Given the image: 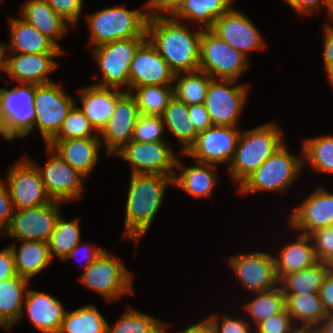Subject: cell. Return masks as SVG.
I'll return each mask as SVG.
<instances>
[{"label":"cell","mask_w":333,"mask_h":333,"mask_svg":"<svg viewBox=\"0 0 333 333\" xmlns=\"http://www.w3.org/2000/svg\"><path fill=\"white\" fill-rule=\"evenodd\" d=\"M186 22L172 15L150 13L147 22V39L168 63L171 71L178 73L199 69L200 41L203 29L190 30Z\"/></svg>","instance_id":"cell-1"},{"label":"cell","mask_w":333,"mask_h":333,"mask_svg":"<svg viewBox=\"0 0 333 333\" xmlns=\"http://www.w3.org/2000/svg\"><path fill=\"white\" fill-rule=\"evenodd\" d=\"M130 175L122 238L130 239L137 245L152 226L162 206L166 189L169 185H174V180L171 176L161 174Z\"/></svg>","instance_id":"cell-2"},{"label":"cell","mask_w":333,"mask_h":333,"mask_svg":"<svg viewBox=\"0 0 333 333\" xmlns=\"http://www.w3.org/2000/svg\"><path fill=\"white\" fill-rule=\"evenodd\" d=\"M283 132L274 122L242 130L227 173L239 186L285 142Z\"/></svg>","instance_id":"cell-3"},{"label":"cell","mask_w":333,"mask_h":333,"mask_svg":"<svg viewBox=\"0 0 333 333\" xmlns=\"http://www.w3.org/2000/svg\"><path fill=\"white\" fill-rule=\"evenodd\" d=\"M150 13L151 3L147 0L139 9L130 10L123 6H113L86 14L91 48L120 39L147 37Z\"/></svg>","instance_id":"cell-4"},{"label":"cell","mask_w":333,"mask_h":333,"mask_svg":"<svg viewBox=\"0 0 333 333\" xmlns=\"http://www.w3.org/2000/svg\"><path fill=\"white\" fill-rule=\"evenodd\" d=\"M303 157L290 153L286 143L266 159L238 187L239 194L287 192L303 170Z\"/></svg>","instance_id":"cell-5"},{"label":"cell","mask_w":333,"mask_h":333,"mask_svg":"<svg viewBox=\"0 0 333 333\" xmlns=\"http://www.w3.org/2000/svg\"><path fill=\"white\" fill-rule=\"evenodd\" d=\"M19 84L11 89L0 88V135L8 141L34 132L35 84Z\"/></svg>","instance_id":"cell-6"},{"label":"cell","mask_w":333,"mask_h":333,"mask_svg":"<svg viewBox=\"0 0 333 333\" xmlns=\"http://www.w3.org/2000/svg\"><path fill=\"white\" fill-rule=\"evenodd\" d=\"M116 256L105 248L80 277L81 284L108 302L133 294V275Z\"/></svg>","instance_id":"cell-7"},{"label":"cell","mask_w":333,"mask_h":333,"mask_svg":"<svg viewBox=\"0 0 333 333\" xmlns=\"http://www.w3.org/2000/svg\"><path fill=\"white\" fill-rule=\"evenodd\" d=\"M146 40L147 37L126 38L92 48L94 59L103 79L101 82L93 84L128 91L130 63L137 49Z\"/></svg>","instance_id":"cell-8"},{"label":"cell","mask_w":333,"mask_h":333,"mask_svg":"<svg viewBox=\"0 0 333 333\" xmlns=\"http://www.w3.org/2000/svg\"><path fill=\"white\" fill-rule=\"evenodd\" d=\"M249 64V58L242 52L231 47L210 29H203L200 41V70L212 79L239 81Z\"/></svg>","instance_id":"cell-9"},{"label":"cell","mask_w":333,"mask_h":333,"mask_svg":"<svg viewBox=\"0 0 333 333\" xmlns=\"http://www.w3.org/2000/svg\"><path fill=\"white\" fill-rule=\"evenodd\" d=\"M63 84L56 82L35 84V125L39 130L45 145H47L59 132L63 121L77 101L66 94Z\"/></svg>","instance_id":"cell-10"},{"label":"cell","mask_w":333,"mask_h":333,"mask_svg":"<svg viewBox=\"0 0 333 333\" xmlns=\"http://www.w3.org/2000/svg\"><path fill=\"white\" fill-rule=\"evenodd\" d=\"M236 83L235 80H211L204 104L212 125L238 126L249 86Z\"/></svg>","instance_id":"cell-11"},{"label":"cell","mask_w":333,"mask_h":333,"mask_svg":"<svg viewBox=\"0 0 333 333\" xmlns=\"http://www.w3.org/2000/svg\"><path fill=\"white\" fill-rule=\"evenodd\" d=\"M128 162L133 173L161 174L174 178L176 162L170 142H139L131 140L116 154Z\"/></svg>","instance_id":"cell-12"},{"label":"cell","mask_w":333,"mask_h":333,"mask_svg":"<svg viewBox=\"0 0 333 333\" xmlns=\"http://www.w3.org/2000/svg\"><path fill=\"white\" fill-rule=\"evenodd\" d=\"M46 146L47 154L50 155L44 167L25 156L37 167L46 192L52 200L71 202L83 195L85 177L64 161L51 147Z\"/></svg>","instance_id":"cell-13"},{"label":"cell","mask_w":333,"mask_h":333,"mask_svg":"<svg viewBox=\"0 0 333 333\" xmlns=\"http://www.w3.org/2000/svg\"><path fill=\"white\" fill-rule=\"evenodd\" d=\"M61 203L52 200L45 205L14 210L9 228L3 236L19 241L48 243L61 214Z\"/></svg>","instance_id":"cell-14"},{"label":"cell","mask_w":333,"mask_h":333,"mask_svg":"<svg viewBox=\"0 0 333 333\" xmlns=\"http://www.w3.org/2000/svg\"><path fill=\"white\" fill-rule=\"evenodd\" d=\"M6 175L4 181L14 210L37 207L52 201L37 167L25 155L10 167Z\"/></svg>","instance_id":"cell-15"},{"label":"cell","mask_w":333,"mask_h":333,"mask_svg":"<svg viewBox=\"0 0 333 333\" xmlns=\"http://www.w3.org/2000/svg\"><path fill=\"white\" fill-rule=\"evenodd\" d=\"M241 129L238 126L212 125L199 132L194 145L185 157L201 163L219 166L233 159Z\"/></svg>","instance_id":"cell-16"},{"label":"cell","mask_w":333,"mask_h":333,"mask_svg":"<svg viewBox=\"0 0 333 333\" xmlns=\"http://www.w3.org/2000/svg\"><path fill=\"white\" fill-rule=\"evenodd\" d=\"M241 285L251 293L265 292L279 286L274 255L269 252H251L228 258Z\"/></svg>","instance_id":"cell-17"},{"label":"cell","mask_w":333,"mask_h":333,"mask_svg":"<svg viewBox=\"0 0 333 333\" xmlns=\"http://www.w3.org/2000/svg\"><path fill=\"white\" fill-rule=\"evenodd\" d=\"M210 30L248 58L251 51L266 48L265 39L254 22L234 7L216 19Z\"/></svg>","instance_id":"cell-18"},{"label":"cell","mask_w":333,"mask_h":333,"mask_svg":"<svg viewBox=\"0 0 333 333\" xmlns=\"http://www.w3.org/2000/svg\"><path fill=\"white\" fill-rule=\"evenodd\" d=\"M138 117L137 102L130 92L125 91L117 99L109 122L99 133L105 154L114 156L132 140Z\"/></svg>","instance_id":"cell-19"},{"label":"cell","mask_w":333,"mask_h":333,"mask_svg":"<svg viewBox=\"0 0 333 333\" xmlns=\"http://www.w3.org/2000/svg\"><path fill=\"white\" fill-rule=\"evenodd\" d=\"M288 223L294 230L304 235L333 225V192L318 187L299 203Z\"/></svg>","instance_id":"cell-20"},{"label":"cell","mask_w":333,"mask_h":333,"mask_svg":"<svg viewBox=\"0 0 333 333\" xmlns=\"http://www.w3.org/2000/svg\"><path fill=\"white\" fill-rule=\"evenodd\" d=\"M175 74L147 39L136 51L129 67L128 92L148 85H173Z\"/></svg>","instance_id":"cell-21"},{"label":"cell","mask_w":333,"mask_h":333,"mask_svg":"<svg viewBox=\"0 0 333 333\" xmlns=\"http://www.w3.org/2000/svg\"><path fill=\"white\" fill-rule=\"evenodd\" d=\"M13 56H12V55ZM64 53H41V54H24L9 52L5 61V73L12 80L19 83L47 84L54 82L49 79L52 73L58 67L55 57Z\"/></svg>","instance_id":"cell-22"},{"label":"cell","mask_w":333,"mask_h":333,"mask_svg":"<svg viewBox=\"0 0 333 333\" xmlns=\"http://www.w3.org/2000/svg\"><path fill=\"white\" fill-rule=\"evenodd\" d=\"M81 101L79 109L89 119L90 124L100 133L109 122L115 109L117 99L125 92L124 90L100 87L94 84L77 90Z\"/></svg>","instance_id":"cell-23"},{"label":"cell","mask_w":333,"mask_h":333,"mask_svg":"<svg viewBox=\"0 0 333 333\" xmlns=\"http://www.w3.org/2000/svg\"><path fill=\"white\" fill-rule=\"evenodd\" d=\"M24 304L30 322L43 333H59L66 313L62 302L45 291L28 289Z\"/></svg>","instance_id":"cell-24"},{"label":"cell","mask_w":333,"mask_h":333,"mask_svg":"<svg viewBox=\"0 0 333 333\" xmlns=\"http://www.w3.org/2000/svg\"><path fill=\"white\" fill-rule=\"evenodd\" d=\"M47 145L85 178L93 172L102 147L100 137L51 140Z\"/></svg>","instance_id":"cell-25"},{"label":"cell","mask_w":333,"mask_h":333,"mask_svg":"<svg viewBox=\"0 0 333 333\" xmlns=\"http://www.w3.org/2000/svg\"><path fill=\"white\" fill-rule=\"evenodd\" d=\"M10 40L3 43L6 53H65V50L58 48L50 39L40 33L35 27L23 18L10 17L8 20Z\"/></svg>","instance_id":"cell-26"},{"label":"cell","mask_w":333,"mask_h":333,"mask_svg":"<svg viewBox=\"0 0 333 333\" xmlns=\"http://www.w3.org/2000/svg\"><path fill=\"white\" fill-rule=\"evenodd\" d=\"M19 14L21 18L63 50L57 41L67 35L69 28L73 27L57 14L46 0H26Z\"/></svg>","instance_id":"cell-27"},{"label":"cell","mask_w":333,"mask_h":333,"mask_svg":"<svg viewBox=\"0 0 333 333\" xmlns=\"http://www.w3.org/2000/svg\"><path fill=\"white\" fill-rule=\"evenodd\" d=\"M194 162L197 165L188 167L183 166L181 159H177L175 168L177 173L174 174L173 178L174 185L192 197L209 198L219 179L215 170L216 166ZM178 171L181 172L178 173Z\"/></svg>","instance_id":"cell-28"},{"label":"cell","mask_w":333,"mask_h":333,"mask_svg":"<svg viewBox=\"0 0 333 333\" xmlns=\"http://www.w3.org/2000/svg\"><path fill=\"white\" fill-rule=\"evenodd\" d=\"M295 237L298 238L279 249V255H274L276 275L279 281L286 275L310 268L319 262L311 237L301 233Z\"/></svg>","instance_id":"cell-29"},{"label":"cell","mask_w":333,"mask_h":333,"mask_svg":"<svg viewBox=\"0 0 333 333\" xmlns=\"http://www.w3.org/2000/svg\"><path fill=\"white\" fill-rule=\"evenodd\" d=\"M29 280L20 276L0 282V328L12 331L24 313Z\"/></svg>","instance_id":"cell-30"},{"label":"cell","mask_w":333,"mask_h":333,"mask_svg":"<svg viewBox=\"0 0 333 333\" xmlns=\"http://www.w3.org/2000/svg\"><path fill=\"white\" fill-rule=\"evenodd\" d=\"M234 0H185L171 15L178 21L210 29L215 20L228 12Z\"/></svg>","instance_id":"cell-31"},{"label":"cell","mask_w":333,"mask_h":333,"mask_svg":"<svg viewBox=\"0 0 333 333\" xmlns=\"http://www.w3.org/2000/svg\"><path fill=\"white\" fill-rule=\"evenodd\" d=\"M161 117L166 130L180 142V154H186L199 134L189 116L188 105L173 96Z\"/></svg>","instance_id":"cell-32"},{"label":"cell","mask_w":333,"mask_h":333,"mask_svg":"<svg viewBox=\"0 0 333 333\" xmlns=\"http://www.w3.org/2000/svg\"><path fill=\"white\" fill-rule=\"evenodd\" d=\"M18 247L10 244L12 249L17 275L29 281L46 268L52 261L47 242L20 241Z\"/></svg>","instance_id":"cell-33"},{"label":"cell","mask_w":333,"mask_h":333,"mask_svg":"<svg viewBox=\"0 0 333 333\" xmlns=\"http://www.w3.org/2000/svg\"><path fill=\"white\" fill-rule=\"evenodd\" d=\"M331 271L330 263L319 261L310 268L284 276L279 286L283 294L318 293Z\"/></svg>","instance_id":"cell-34"},{"label":"cell","mask_w":333,"mask_h":333,"mask_svg":"<svg viewBox=\"0 0 333 333\" xmlns=\"http://www.w3.org/2000/svg\"><path fill=\"white\" fill-rule=\"evenodd\" d=\"M285 310L295 325H319L326 316L319 293L284 294Z\"/></svg>","instance_id":"cell-35"},{"label":"cell","mask_w":333,"mask_h":333,"mask_svg":"<svg viewBox=\"0 0 333 333\" xmlns=\"http://www.w3.org/2000/svg\"><path fill=\"white\" fill-rule=\"evenodd\" d=\"M212 78L198 69L174 76L173 95L187 105L203 104Z\"/></svg>","instance_id":"cell-36"},{"label":"cell","mask_w":333,"mask_h":333,"mask_svg":"<svg viewBox=\"0 0 333 333\" xmlns=\"http://www.w3.org/2000/svg\"><path fill=\"white\" fill-rule=\"evenodd\" d=\"M108 322L93 305L66 311L59 333H107Z\"/></svg>","instance_id":"cell-37"},{"label":"cell","mask_w":333,"mask_h":333,"mask_svg":"<svg viewBox=\"0 0 333 333\" xmlns=\"http://www.w3.org/2000/svg\"><path fill=\"white\" fill-rule=\"evenodd\" d=\"M301 156L303 165H309L320 173L333 174V135H318L304 139Z\"/></svg>","instance_id":"cell-38"},{"label":"cell","mask_w":333,"mask_h":333,"mask_svg":"<svg viewBox=\"0 0 333 333\" xmlns=\"http://www.w3.org/2000/svg\"><path fill=\"white\" fill-rule=\"evenodd\" d=\"M252 299H249L243 308L248 313V321L252 326H256L261 321L281 313L285 309V296L282 288L278 286L275 289L253 293Z\"/></svg>","instance_id":"cell-39"},{"label":"cell","mask_w":333,"mask_h":333,"mask_svg":"<svg viewBox=\"0 0 333 333\" xmlns=\"http://www.w3.org/2000/svg\"><path fill=\"white\" fill-rule=\"evenodd\" d=\"M126 308L114 326L108 323L107 333H167L169 323L166 321L153 318L133 307Z\"/></svg>","instance_id":"cell-40"},{"label":"cell","mask_w":333,"mask_h":333,"mask_svg":"<svg viewBox=\"0 0 333 333\" xmlns=\"http://www.w3.org/2000/svg\"><path fill=\"white\" fill-rule=\"evenodd\" d=\"M139 114L162 116L173 95V85H148L133 88Z\"/></svg>","instance_id":"cell-41"},{"label":"cell","mask_w":333,"mask_h":333,"mask_svg":"<svg viewBox=\"0 0 333 333\" xmlns=\"http://www.w3.org/2000/svg\"><path fill=\"white\" fill-rule=\"evenodd\" d=\"M79 225L80 222L78 218L66 221L63 219L62 214H60L48 242L51 259H53L55 255L63 261L71 250L81 242Z\"/></svg>","instance_id":"cell-42"},{"label":"cell","mask_w":333,"mask_h":333,"mask_svg":"<svg viewBox=\"0 0 333 333\" xmlns=\"http://www.w3.org/2000/svg\"><path fill=\"white\" fill-rule=\"evenodd\" d=\"M77 106L78 104H75L69 111L61 129L52 140L100 137L99 133L90 124L89 119Z\"/></svg>","instance_id":"cell-43"},{"label":"cell","mask_w":333,"mask_h":333,"mask_svg":"<svg viewBox=\"0 0 333 333\" xmlns=\"http://www.w3.org/2000/svg\"><path fill=\"white\" fill-rule=\"evenodd\" d=\"M165 125L161 116L141 115L137 119L132 140L139 142L168 141L164 138Z\"/></svg>","instance_id":"cell-44"},{"label":"cell","mask_w":333,"mask_h":333,"mask_svg":"<svg viewBox=\"0 0 333 333\" xmlns=\"http://www.w3.org/2000/svg\"><path fill=\"white\" fill-rule=\"evenodd\" d=\"M309 236L317 259L331 263L333 261V225L314 231Z\"/></svg>","instance_id":"cell-45"},{"label":"cell","mask_w":333,"mask_h":333,"mask_svg":"<svg viewBox=\"0 0 333 333\" xmlns=\"http://www.w3.org/2000/svg\"><path fill=\"white\" fill-rule=\"evenodd\" d=\"M295 326L292 318L284 309L281 313L258 323L254 328V333H290Z\"/></svg>","instance_id":"cell-46"},{"label":"cell","mask_w":333,"mask_h":333,"mask_svg":"<svg viewBox=\"0 0 333 333\" xmlns=\"http://www.w3.org/2000/svg\"><path fill=\"white\" fill-rule=\"evenodd\" d=\"M219 315L216 313L208 317L215 324L218 333H254V328L248 320L243 318L233 319L227 314H221L222 317Z\"/></svg>","instance_id":"cell-47"},{"label":"cell","mask_w":333,"mask_h":333,"mask_svg":"<svg viewBox=\"0 0 333 333\" xmlns=\"http://www.w3.org/2000/svg\"><path fill=\"white\" fill-rule=\"evenodd\" d=\"M53 10L69 22L73 27H76L81 18L83 0H46Z\"/></svg>","instance_id":"cell-48"},{"label":"cell","mask_w":333,"mask_h":333,"mask_svg":"<svg viewBox=\"0 0 333 333\" xmlns=\"http://www.w3.org/2000/svg\"><path fill=\"white\" fill-rule=\"evenodd\" d=\"M14 208L5 181L0 180V235L8 230L12 220Z\"/></svg>","instance_id":"cell-49"},{"label":"cell","mask_w":333,"mask_h":333,"mask_svg":"<svg viewBox=\"0 0 333 333\" xmlns=\"http://www.w3.org/2000/svg\"><path fill=\"white\" fill-rule=\"evenodd\" d=\"M290 8L300 15L308 16L319 10L320 6H324L329 11L332 0H284Z\"/></svg>","instance_id":"cell-50"},{"label":"cell","mask_w":333,"mask_h":333,"mask_svg":"<svg viewBox=\"0 0 333 333\" xmlns=\"http://www.w3.org/2000/svg\"><path fill=\"white\" fill-rule=\"evenodd\" d=\"M189 116L198 132L212 126L205 104L188 105Z\"/></svg>","instance_id":"cell-51"},{"label":"cell","mask_w":333,"mask_h":333,"mask_svg":"<svg viewBox=\"0 0 333 333\" xmlns=\"http://www.w3.org/2000/svg\"><path fill=\"white\" fill-rule=\"evenodd\" d=\"M16 276L14 255L9 245L0 250V282Z\"/></svg>","instance_id":"cell-52"},{"label":"cell","mask_w":333,"mask_h":333,"mask_svg":"<svg viewBox=\"0 0 333 333\" xmlns=\"http://www.w3.org/2000/svg\"><path fill=\"white\" fill-rule=\"evenodd\" d=\"M105 248L98 247L96 245H83L81 242L77 244L71 252L65 257L63 261L69 260V258H75L78 257V254H80V251H83V258L84 260V267L85 269L88 267L89 264H91L104 250ZM82 254V253H81ZM77 259V258H76Z\"/></svg>","instance_id":"cell-53"},{"label":"cell","mask_w":333,"mask_h":333,"mask_svg":"<svg viewBox=\"0 0 333 333\" xmlns=\"http://www.w3.org/2000/svg\"><path fill=\"white\" fill-rule=\"evenodd\" d=\"M318 293L326 313H333V271L328 274Z\"/></svg>","instance_id":"cell-54"},{"label":"cell","mask_w":333,"mask_h":333,"mask_svg":"<svg viewBox=\"0 0 333 333\" xmlns=\"http://www.w3.org/2000/svg\"><path fill=\"white\" fill-rule=\"evenodd\" d=\"M185 0H153L151 2V11L171 15Z\"/></svg>","instance_id":"cell-55"},{"label":"cell","mask_w":333,"mask_h":333,"mask_svg":"<svg viewBox=\"0 0 333 333\" xmlns=\"http://www.w3.org/2000/svg\"><path fill=\"white\" fill-rule=\"evenodd\" d=\"M324 44H323V65L333 64V29L323 25Z\"/></svg>","instance_id":"cell-56"},{"label":"cell","mask_w":333,"mask_h":333,"mask_svg":"<svg viewBox=\"0 0 333 333\" xmlns=\"http://www.w3.org/2000/svg\"><path fill=\"white\" fill-rule=\"evenodd\" d=\"M177 333H218V330L215 324L208 317H206L200 322H196L195 324H192Z\"/></svg>","instance_id":"cell-57"},{"label":"cell","mask_w":333,"mask_h":333,"mask_svg":"<svg viewBox=\"0 0 333 333\" xmlns=\"http://www.w3.org/2000/svg\"><path fill=\"white\" fill-rule=\"evenodd\" d=\"M290 333H321L319 325H295Z\"/></svg>","instance_id":"cell-58"},{"label":"cell","mask_w":333,"mask_h":333,"mask_svg":"<svg viewBox=\"0 0 333 333\" xmlns=\"http://www.w3.org/2000/svg\"><path fill=\"white\" fill-rule=\"evenodd\" d=\"M319 327L321 333H333V313H327Z\"/></svg>","instance_id":"cell-59"},{"label":"cell","mask_w":333,"mask_h":333,"mask_svg":"<svg viewBox=\"0 0 333 333\" xmlns=\"http://www.w3.org/2000/svg\"><path fill=\"white\" fill-rule=\"evenodd\" d=\"M6 51L3 42H0V71L5 73Z\"/></svg>","instance_id":"cell-60"},{"label":"cell","mask_w":333,"mask_h":333,"mask_svg":"<svg viewBox=\"0 0 333 333\" xmlns=\"http://www.w3.org/2000/svg\"><path fill=\"white\" fill-rule=\"evenodd\" d=\"M324 68L326 72L325 74L327 76V81L333 88V64L326 65Z\"/></svg>","instance_id":"cell-61"},{"label":"cell","mask_w":333,"mask_h":333,"mask_svg":"<svg viewBox=\"0 0 333 333\" xmlns=\"http://www.w3.org/2000/svg\"><path fill=\"white\" fill-rule=\"evenodd\" d=\"M328 17L331 18V20H332L331 24H332L333 23V0L331 1V5H330L329 11H328ZM331 24L325 23L326 26L333 29V26Z\"/></svg>","instance_id":"cell-62"},{"label":"cell","mask_w":333,"mask_h":333,"mask_svg":"<svg viewBox=\"0 0 333 333\" xmlns=\"http://www.w3.org/2000/svg\"><path fill=\"white\" fill-rule=\"evenodd\" d=\"M330 266H331L332 271H333V261L330 263Z\"/></svg>","instance_id":"cell-63"}]
</instances>
